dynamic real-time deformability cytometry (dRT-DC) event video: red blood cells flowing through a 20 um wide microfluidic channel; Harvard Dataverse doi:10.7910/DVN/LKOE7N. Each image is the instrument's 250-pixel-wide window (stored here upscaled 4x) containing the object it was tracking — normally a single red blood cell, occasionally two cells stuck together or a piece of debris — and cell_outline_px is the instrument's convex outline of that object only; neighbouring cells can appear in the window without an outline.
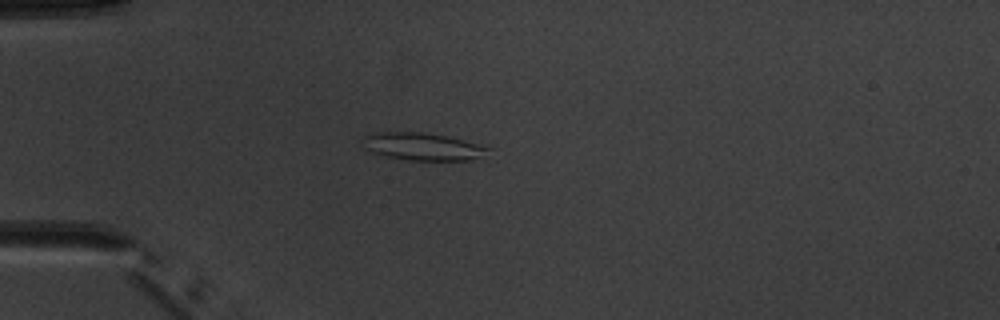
{"species": "common noctule bat (a hibernating species)", "species_latin": "Nyctalus noctula", "temperature_condition": "warm", "stored_images_in_passage": 5, "camera_frame_rate_fps": 3000, "um_per_image_px": 0.085, "animal": {"sex": "male", "body_mass_g": 20.1, "forearm_length_mm": 53.5}, "frame": {"image": 1, "passage_image": 5, "time_ms": 4.667, "image_size_px": [1000, 320], "cell_outline_px": [[492, 148], [468, 160], [408, 160], [384, 156], [372, 152], [364, 148], [364, 136], [380, 132], [420, 132], [448, 136]], "centroid_in_image_um": [35.85, 12.45], "position_along_channel_um": 49.2, "area_um2": 19.59}}